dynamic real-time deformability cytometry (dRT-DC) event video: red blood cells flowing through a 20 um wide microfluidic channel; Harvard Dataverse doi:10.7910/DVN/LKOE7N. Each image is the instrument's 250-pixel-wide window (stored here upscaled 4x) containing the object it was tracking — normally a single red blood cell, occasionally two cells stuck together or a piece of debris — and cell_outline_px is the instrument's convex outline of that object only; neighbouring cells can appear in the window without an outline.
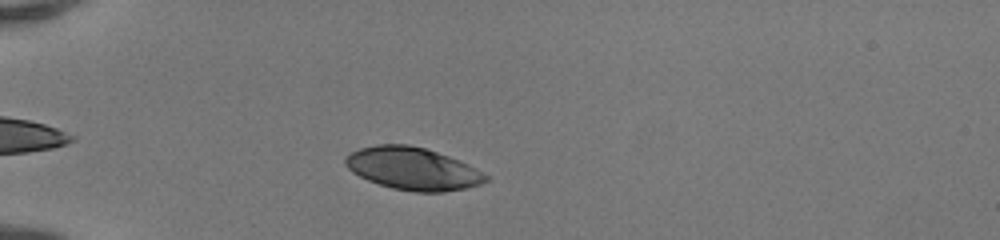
{"species": "human", "species_latin": "Homo sapiens", "temperature_condition": "room temperature", "stored_images_in_passage": 42, "camera_frame_rate_fps": 3000, "um_per_image_px": 0.085, "donor": {"sex": "female"}, "frame": {"image": 1, "passage_image": 7, "time_ms": 2.0, "image_size_px": [1000, 240], "cell_outline_px": [[488, 180], [480, 184], [464, 188], [444, 192], [412, 192], [392, 188], [368, 180], [352, 172], [344, 164], [344, 160], [352, 152], [360, 148], [376, 144], [408, 144], [424, 148], [448, 156], [468, 164], [488, 176]], "centroid_in_image_um": [35.07, 14.34], "position_along_channel_um": 49.9, "area_um2": 34.51}}
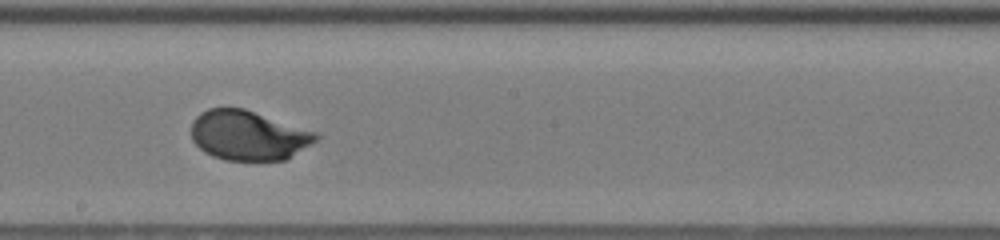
{"frame": {"image": 2, "passage_image": 22, "time_ms": 7.0, "image_size_px": [1000, 240], "cell_outline_px": [[320, 136], [316, 140], [284, 160], [224, 160], [212, 156], [204, 152], [192, 140], [192, 120], [200, 112], [208, 108], [244, 108], [316, 132]], "centroid_in_image_um": [21.06, 11.5], "position_along_channel_um": 227.1, "area_um2": 35.84}}
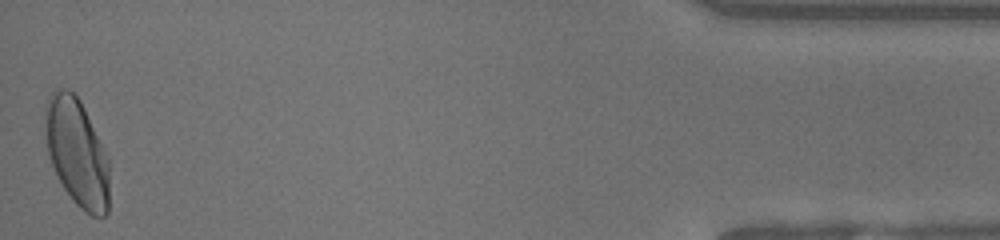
{"frame": {"image": 3, "passage_image": 42, "time_ms": 13.667, "image_size_px": [1000, 240], "cell_outline_px": [[108, 212], [104, 216], [92, 216], [84, 212], [72, 200], [64, 188], [48, 156], [44, 132], [44, 104], [48, 96], [56, 88], [68, 88], [80, 100], [108, 156]], "centroid_in_image_um": [6.5, 12.92], "position_along_channel_um": 428.7, "area_um2": 40.52}, "authors_computed_cell_mechanics": {"area_um2": 36.2406, "velocity_mm_per_s": 4.1322, "shape_relaxation_time_tau1_ms": 2.5465, "shape_relaxation_time_tau2_ms": null, "deformation_change_tau1": 0.1578, "deformation_change_tau2": null}}